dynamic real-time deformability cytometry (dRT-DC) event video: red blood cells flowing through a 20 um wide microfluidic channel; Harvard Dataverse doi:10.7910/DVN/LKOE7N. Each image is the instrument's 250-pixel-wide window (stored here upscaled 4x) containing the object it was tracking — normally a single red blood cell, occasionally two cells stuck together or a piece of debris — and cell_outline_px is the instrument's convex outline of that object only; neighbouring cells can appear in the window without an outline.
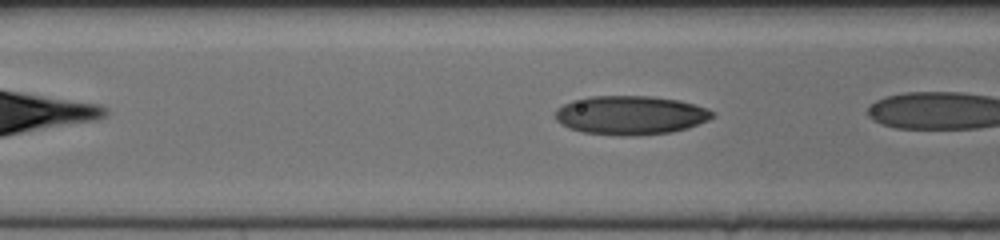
{"species": "human", "species_latin": "Homo sapiens", "temperature_condition": "cold", "stored_images_in_passage": 17, "camera_frame_rate_fps": 3000, "um_per_image_px": 0.085, "donor": {"sex": "female"}, "frame": {"image": 1, "passage_image": 12, "time_ms": 3.667, "image_size_px": [1000, 240], "cell_outline_px": [[716, 116], [708, 120], [688, 128], [672, 132], [632, 136], [620, 136], [584, 132], [568, 128], [560, 124], [556, 120], [556, 108], [572, 100], [592, 96], [652, 96], [680, 100], [708, 108], [716, 112]], "centroid_in_image_um": [53.62, 9.79], "position_along_channel_um": 113.0, "area_um2": 35.95}}